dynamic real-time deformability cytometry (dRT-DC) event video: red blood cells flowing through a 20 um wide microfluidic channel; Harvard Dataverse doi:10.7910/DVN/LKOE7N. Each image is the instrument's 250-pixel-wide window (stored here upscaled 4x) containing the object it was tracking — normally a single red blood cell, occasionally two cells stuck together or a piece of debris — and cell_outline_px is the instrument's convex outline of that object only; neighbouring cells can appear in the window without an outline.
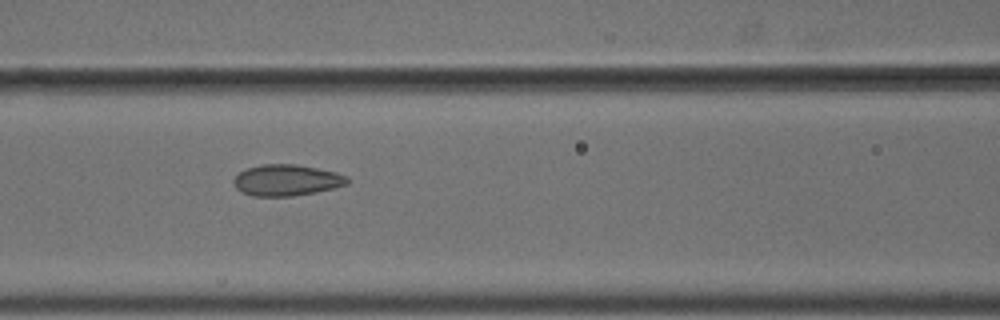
{"species": "common noctule bat (a hibernating species)", "species_latin": "Nyctalus noctula", "temperature_condition": "cold", "stored_images_in_passage": 14, "camera_frame_rate_fps": 3000, "um_per_image_px": 0.085, "animal": {"sex": "male", "body_mass_g": 18.8}, "frame": {"image": 1, "passage_image": 7, "time_ms": 2.0, "image_size_px": [1000, 320], "cell_outline_px": [[348, 184], [336, 188], [316, 192], [292, 196], [252, 196], [236, 188], [232, 180], [240, 172], [248, 168], [260, 164], [296, 164], [336, 172], [348, 176]], "centroid_in_image_um": [24.38, 15.31], "position_along_channel_um": 142.2, "area_um2": 20.69}}
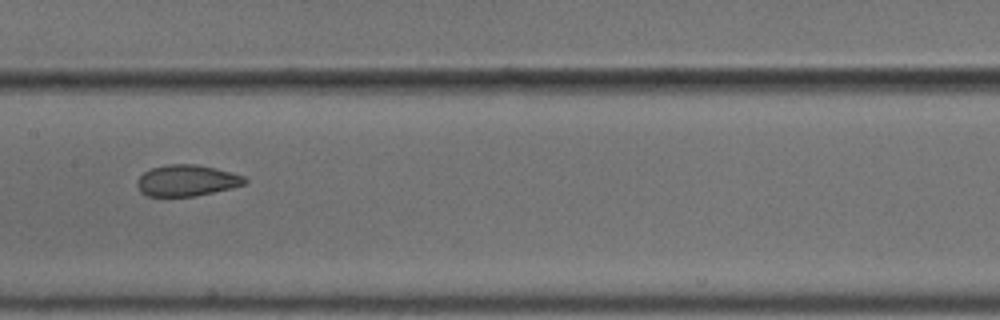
{"frame": {"image": 2, "passage_image": 8, "time_ms": 2.333, "image_size_px": [1000, 320], "cell_outline_px": [[248, 180], [244, 184], [232, 188], [196, 196], [148, 196], [140, 192], [136, 184], [136, 180], [144, 172], [152, 168], [168, 164], [196, 164], [216, 168], [244, 176]], "centroid_in_image_um": [15.86, 15.34], "position_along_channel_um": 191.5, "area_um2": 19.65}}
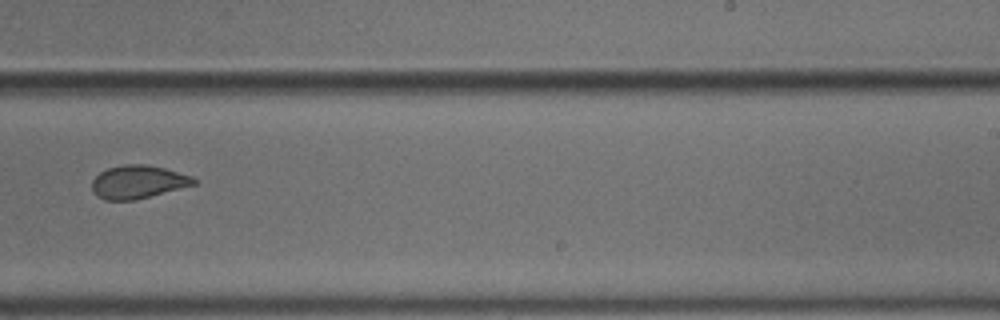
{"frame": {"image": 3, "passage_image": 10, "time_ms": 3.0, "image_size_px": [1000, 320], "cell_outline_px": [[200, 180], [196, 184], [136, 200], [104, 200], [96, 196], [92, 192], [92, 180], [100, 172], [108, 168], [124, 164], [144, 164], [164, 168], [192, 176]], "centroid_in_image_um": [11.73, 15.47], "position_along_channel_um": 277.3, "area_um2": 19.83}}